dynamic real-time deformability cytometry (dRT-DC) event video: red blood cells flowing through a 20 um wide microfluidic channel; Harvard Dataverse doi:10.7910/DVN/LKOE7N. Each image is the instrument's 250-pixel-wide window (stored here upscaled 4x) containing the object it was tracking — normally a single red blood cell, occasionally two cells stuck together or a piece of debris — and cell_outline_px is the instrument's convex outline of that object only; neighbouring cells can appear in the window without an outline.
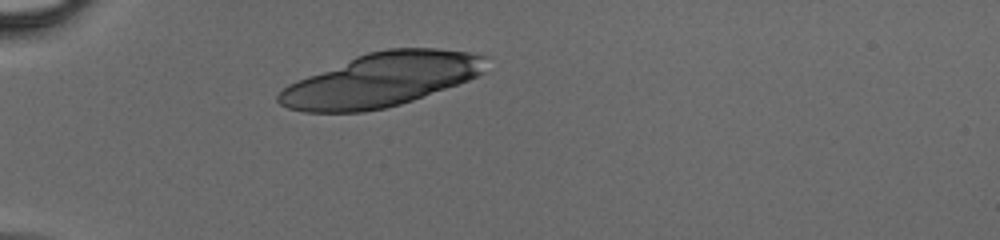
{"species": "human", "species_latin": "Homo sapiens", "temperature_condition": "cold", "stored_images_in_passage": 14, "camera_frame_rate_fps": 3000, "um_per_image_px": 0.085, "donor": {"sex": "male"}, "frame": {"image": 1, "passage_image": 1, "time_ms": 0.0, "image_size_px": [1000, 240], "cell_outline_px": [[488, 56], [484, 72], [468, 80], [412, 100], [400, 104], [384, 108], [364, 112], [304, 112], [288, 108], [280, 104], [276, 100], [276, 96], [288, 84], [356, 56], [368, 52], [388, 48], [436, 48], [468, 52]], "centroid_in_image_um": [32.41, 6.78], "position_along_channel_um": 52.6, "area_um2": 64.27}}